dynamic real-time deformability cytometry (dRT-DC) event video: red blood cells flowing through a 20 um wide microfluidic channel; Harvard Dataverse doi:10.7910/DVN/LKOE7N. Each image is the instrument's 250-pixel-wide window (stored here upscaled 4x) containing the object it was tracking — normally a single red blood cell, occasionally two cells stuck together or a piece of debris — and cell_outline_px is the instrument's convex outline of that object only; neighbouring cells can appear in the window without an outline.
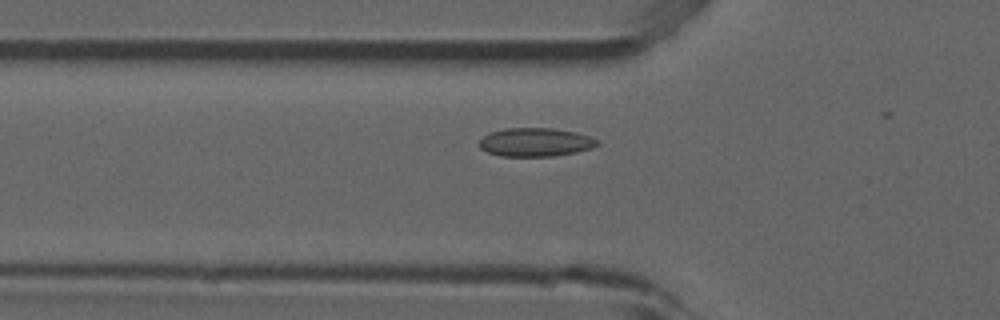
{"species": "common noctule bat (a hibernating species)", "species_latin": "Nyctalus noctula", "temperature_condition": "room temperature", "stored_images_in_passage": 46, "camera_frame_rate_fps": 3000, "um_per_image_px": 0.085, "animal": {"sex": "male", "forearm_length_mm": 52.5}, "frame": {"image": 1, "passage_image": 11, "time_ms": 3.333, "image_size_px": [1000, 320], "cell_outline_px": [[600, 144], [592, 148], [576, 152], [552, 156], [500, 156], [488, 152], [480, 148], [480, 140], [484, 136], [492, 132], [504, 128], [552, 128], [576, 132], [588, 136], [596, 140]], "centroid_in_image_um": [45.51, 12.09], "position_along_channel_um": 80.3, "area_um2": 19.48}}
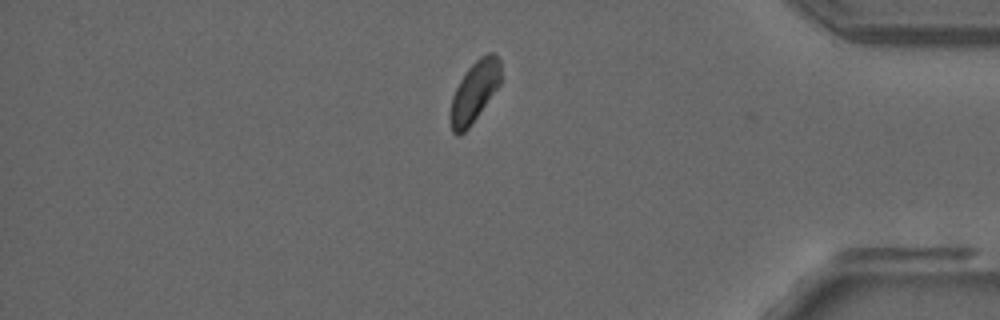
{"frame": {"image": 2, "passage_image": 38, "time_ms": 12.333, "image_size_px": [1000, 320], "cell_outline_px": [[500, 84], [468, 128], [460, 136], [456, 136], [452, 132], [448, 116], [452, 96], [460, 80], [468, 68], [480, 56], [488, 52], [492, 52], [500, 60]], "centroid_in_image_um": [40.28, 7.82], "position_along_channel_um": 394.9, "area_um2": 17.86}}
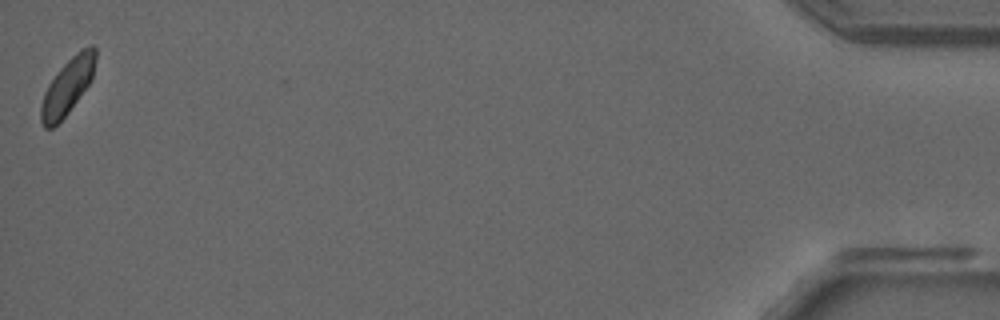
{"frame": {"image": 3, "passage_image": 46, "time_ms": 15.0, "image_size_px": [1000, 320], "cell_outline_px": [[96, 60], [92, 80], [68, 112], [52, 128], [44, 128], [40, 120], [40, 108], [44, 92], [48, 84], [60, 68], [76, 52], [88, 44], [92, 44], [96, 48]], "centroid_in_image_um": [5.75, 7.31], "position_along_channel_um": 429.4, "area_um2": 17.8}, "authors_computed_cell_mechanics": {"area_um2": 18.6983, "velocity_mm_per_s": 3.8274, "shape_relaxation_time_tau1_ms": 9.4126, "shape_relaxation_time_tau2_ms": null, "deformation_change_tau1": 0.0931, "deformation_change_tau2": null}}